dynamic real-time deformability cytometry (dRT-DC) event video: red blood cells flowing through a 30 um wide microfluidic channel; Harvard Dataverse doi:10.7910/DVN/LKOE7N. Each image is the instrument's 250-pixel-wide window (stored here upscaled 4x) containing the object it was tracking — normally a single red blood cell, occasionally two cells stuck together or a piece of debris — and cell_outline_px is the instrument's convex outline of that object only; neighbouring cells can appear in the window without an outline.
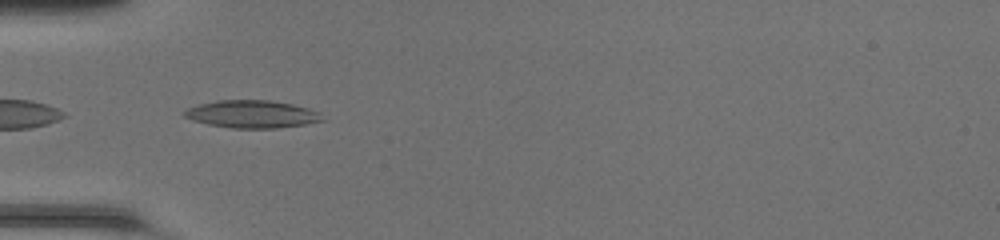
{"species": "common noctule bat (a hibernating species)", "species_latin": "Nyctalus noctula", "temperature_condition": "room temperature", "stored_images_in_passage": 33, "camera_frame_rate_fps": 3000, "um_per_image_px": 0.085, "animal": {"sex": "female", "body_mass_g": 20.0, "forearm_length_mm": 54.0}, "frame": {"image": 1, "passage_image": 2, "time_ms": 0.333, "image_size_px": [1000, 240], "cell_outline_px": [[324, 120], [304, 124], [276, 128], [232, 128], [208, 124], [192, 120], [184, 116], [184, 112], [188, 108], [200, 104], [216, 100], [268, 100], [292, 104], [308, 108], [320, 112]], "centroid_in_image_um": [21.42, 9.7], "position_along_channel_um": 63.6, "area_um2": 22.02}}
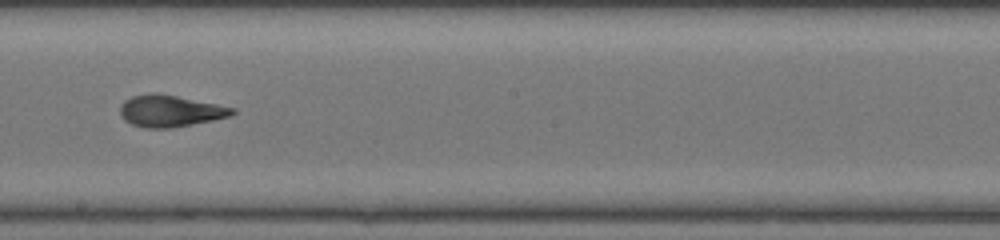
{"frame": {"image": 2, "passage_image": 14, "time_ms": 4.333, "image_size_px": [1000, 240], "cell_outline_px": [[236, 112], [228, 116], [212, 120], [168, 128], [144, 128], [132, 124], [124, 120], [120, 116], [120, 104], [124, 100], [132, 96], [176, 96], [236, 108]], "centroid_in_image_um": [14.45, 9.47], "position_along_channel_um": 233.8, "area_um2": 19.88}}
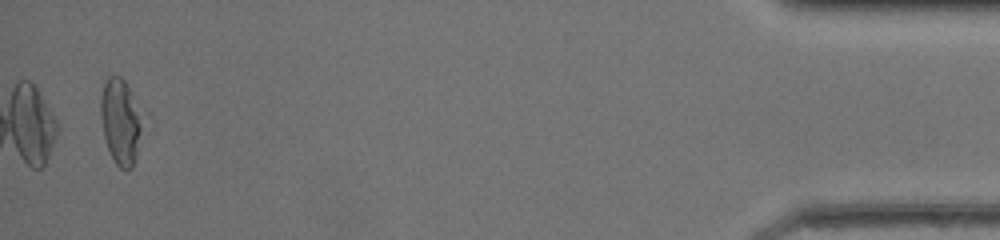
{"frame": {"image": 3, "passage_image": 33, "time_ms": 10.667, "image_size_px": [1000, 240], "cell_outline_px": [[140, 132], [136, 156], [132, 168], [128, 172], [120, 168], [116, 164], [108, 148], [104, 136], [100, 116], [100, 96], [104, 84], [108, 76], [120, 76], [124, 80], [132, 96], [140, 116]], "centroid_in_image_um": [10.2, 10.36], "position_along_channel_um": 425.0, "area_um2": 20.17}, "authors_computed_cell_mechanics": {"area_um2": 20.4612, "velocity_mm_per_s": 4.3019, "shape_relaxation_time_tau1_ms": 4.1612, "shape_relaxation_time_tau2_ms": 1.4157, "deformation_change_tau1": 0.1735, "deformation_change_tau2": 0.097}}